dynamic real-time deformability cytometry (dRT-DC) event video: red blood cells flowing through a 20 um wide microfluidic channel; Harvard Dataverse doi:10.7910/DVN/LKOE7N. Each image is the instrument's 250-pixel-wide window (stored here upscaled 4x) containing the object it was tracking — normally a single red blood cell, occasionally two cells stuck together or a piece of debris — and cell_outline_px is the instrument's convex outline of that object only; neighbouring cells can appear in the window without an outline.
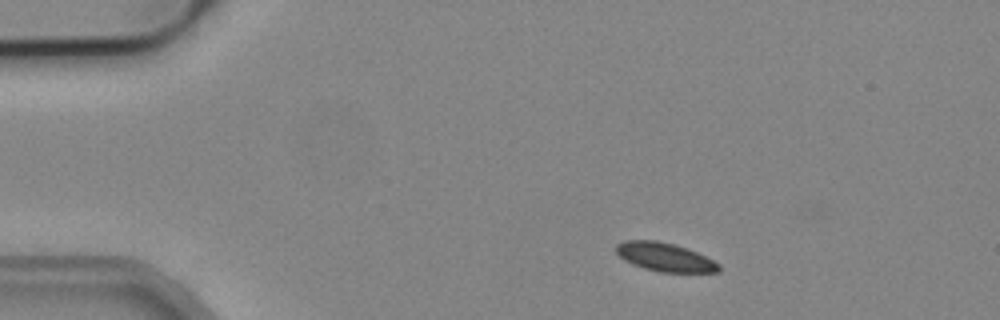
{"species": "common noctule bat (a hibernating species)", "species_latin": "Nyctalus noctula", "temperature_condition": "cold", "stored_images_in_passage": 3, "camera_frame_rate_fps": 3000, "um_per_image_px": 0.085, "animal": {"sex": "male", "body_mass_g": 19.2, "forearm_length_mm": 51.8}, "frame": {"image": 1, "passage_image": 1, "time_ms": 0.0, "image_size_px": [1000, 320], "cell_outline_px": [[720, 272], [660, 272], [644, 268], [632, 264], [624, 260], [616, 252], [616, 244], [624, 240], [656, 240], [676, 244], [696, 252], [720, 264]], "centroid_in_image_um": [56.49, 21.84], "position_along_channel_um": 28.5, "area_um2": 17.11}}